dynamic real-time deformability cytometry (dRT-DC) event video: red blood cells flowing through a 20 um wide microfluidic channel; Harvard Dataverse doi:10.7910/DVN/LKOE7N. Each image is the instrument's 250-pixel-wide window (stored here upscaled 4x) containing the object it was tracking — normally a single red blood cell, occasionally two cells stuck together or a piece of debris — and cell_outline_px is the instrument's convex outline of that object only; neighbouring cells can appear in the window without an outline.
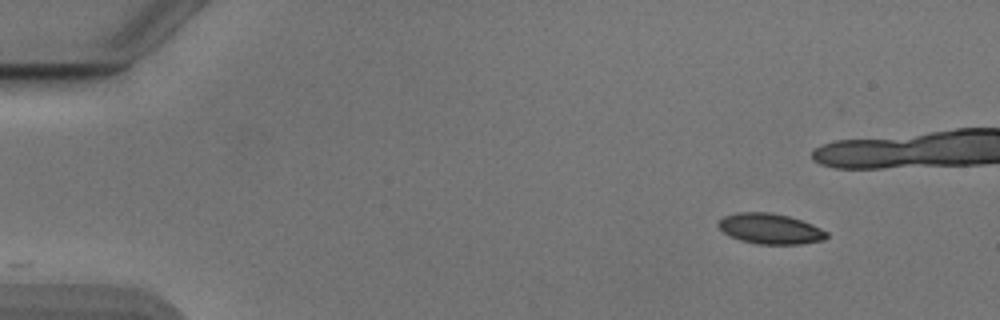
{"species": "Egyptian fruit bat (a non-hibernating species)", "species_latin": "Rousettus aegyptiacus", "temperature_condition": "cold", "stored_images_in_passage": 43, "camera_frame_rate_fps": 3000, "um_per_image_px": 0.085, "animal": {"sex": "male"}, "frame": {"image": 1, "passage_image": 1, "time_ms": 0.0, "image_size_px": [1000, 320], "cell_outline_px": [[828, 236], [824, 240], [800, 244], [756, 244], [740, 240], [724, 232], [716, 224], [724, 216], [736, 212], [772, 212], [788, 216], [812, 224], [828, 232]], "centroid_in_image_um": [65.47, 19.44], "position_along_channel_um": 19.5, "area_um2": 19.19}}
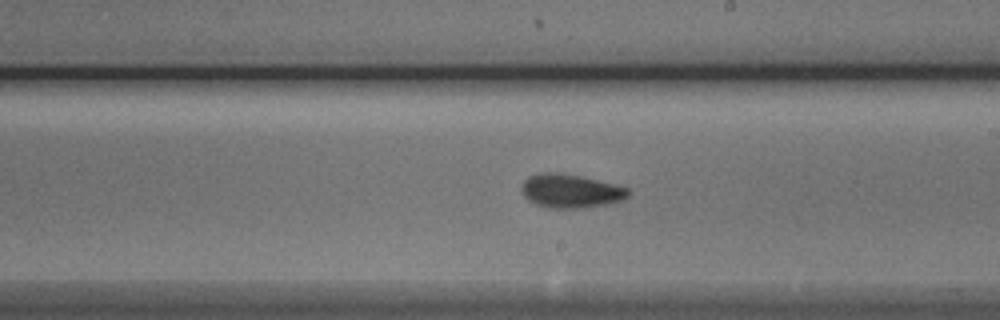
{"frame": {"image": 2, "passage_image": 26, "time_ms": 8.333, "image_size_px": [1000, 320], "cell_outline_px": [[632, 192], [624, 200], [608, 204], [580, 208], [548, 208], [536, 204], [528, 200], [520, 192], [520, 188], [524, 180], [528, 176], [544, 172], [556, 172], [580, 176], [616, 184], [628, 188]], "centroid_in_image_um": [48.51, 16.24], "position_along_channel_um": 240.5, "area_um2": 21.21}}
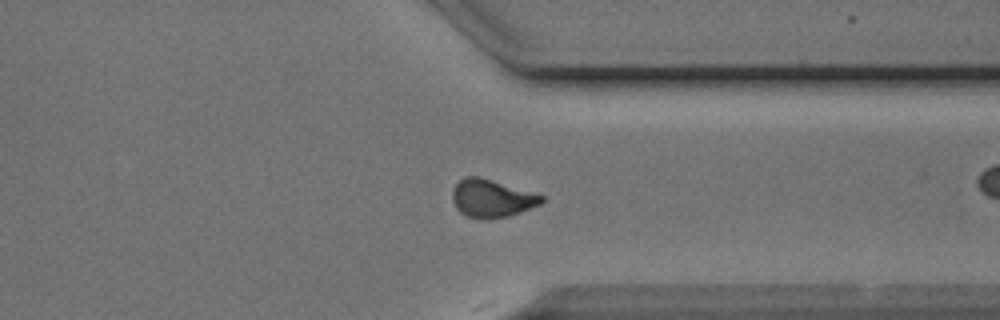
{"frame": {"image": 3, "passage_image": 36, "time_ms": 11.667, "image_size_px": [1000, 320], "cell_outline_px": [[544, 200], [540, 204], [520, 212], [508, 216], [468, 216], [460, 212], [456, 208], [452, 200], [452, 188], [464, 176], [476, 176], [544, 196]], "centroid_in_image_um": [41.76, 16.83], "position_along_channel_um": 369.6, "area_um2": 18.79}, "authors_computed_cell_mechanics": {"area_um2": 19.8832, "velocity_mm_per_s": 3.8844, "shape_relaxation_time_tau1_ms": 4.2441, "shape_relaxation_time_tau2_ms": 2.9624, "deformation_change_tau1": 0.1271, "deformation_change_tau2": 0.0685}}